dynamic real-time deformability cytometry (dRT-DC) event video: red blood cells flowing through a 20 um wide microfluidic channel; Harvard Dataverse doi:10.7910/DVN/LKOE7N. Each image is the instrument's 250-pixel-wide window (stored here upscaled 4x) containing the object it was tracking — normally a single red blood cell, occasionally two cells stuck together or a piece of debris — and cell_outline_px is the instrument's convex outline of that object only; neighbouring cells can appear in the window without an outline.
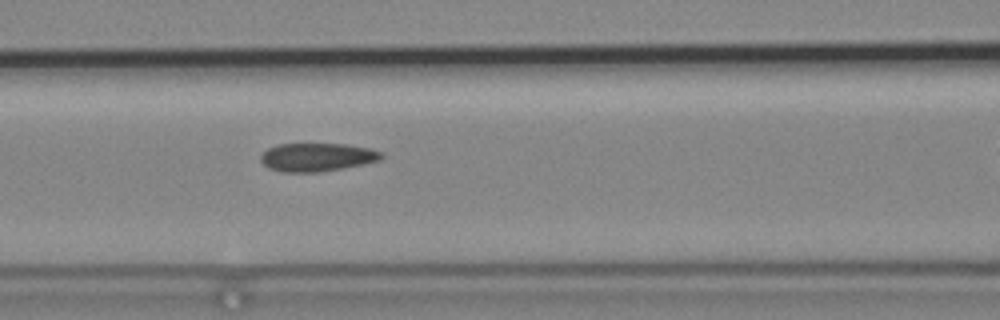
{"species": "common noctule bat (a hibernating species)", "species_latin": "Nyctalus noctula", "temperature_condition": "cold", "stored_images_in_passage": 4, "segment_of_instrument_passage": [1, 2], "camera_frame_rate_fps": 3000, "um_per_image_px": 0.085, "animal": {"sex": "male", "body_mass_g": 19.2, "forearm_length_mm": 51.8}, "frame": {"image": 1, "passage_image": 3, "time_ms": 0.667, "image_size_px": [1000, 320], "cell_outline_px": [[384, 156], [380, 160], [364, 164], [344, 168], [320, 172], [280, 172], [268, 168], [260, 160], [260, 156], [268, 148], [276, 144], [348, 144], [368, 148], [384, 152]], "centroid_in_image_um": [26.96, 13.36], "position_along_channel_um": 139.6, "area_um2": 20.11}}